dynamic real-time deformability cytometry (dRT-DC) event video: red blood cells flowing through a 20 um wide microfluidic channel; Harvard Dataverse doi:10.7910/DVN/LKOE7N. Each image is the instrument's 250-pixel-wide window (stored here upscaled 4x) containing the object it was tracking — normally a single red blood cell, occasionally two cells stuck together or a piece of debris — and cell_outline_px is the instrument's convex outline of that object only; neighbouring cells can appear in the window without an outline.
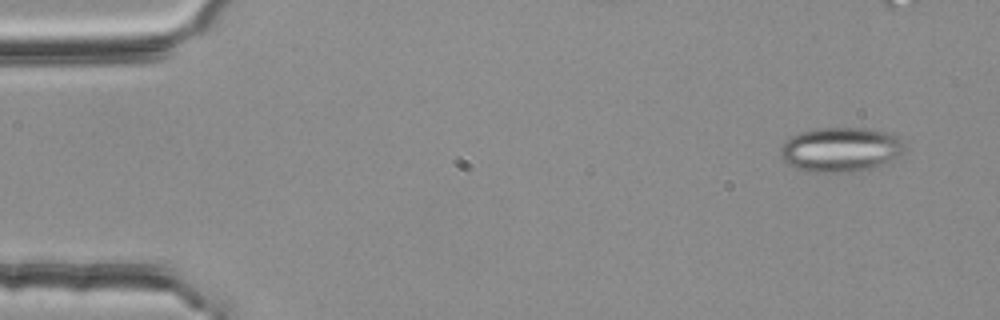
{"species": "common noctule bat (a hibernating species)", "species_latin": "Nyctalus noctula", "temperature_condition": "room temperature", "stored_images_in_passage": 4, "camera_frame_rate_fps": 3000, "um_per_image_px": 0.085, "animal": {"sex": "female", "body_mass_g": 25.1}, "frame": {"image": 1, "passage_image": 1, "time_ms": 0.0, "image_size_px": [1000, 320], "cell_outline_px": [[904, 152], [880, 164], [860, 172], [812, 172], [796, 168], [788, 164], [780, 156], [780, 148], [784, 140], [788, 136], [800, 132], [820, 128], [872, 128], [896, 136], [904, 144]], "centroid_in_image_um": [71.39, 12.7], "position_along_channel_um": 13.6, "area_um2": 32.19}}